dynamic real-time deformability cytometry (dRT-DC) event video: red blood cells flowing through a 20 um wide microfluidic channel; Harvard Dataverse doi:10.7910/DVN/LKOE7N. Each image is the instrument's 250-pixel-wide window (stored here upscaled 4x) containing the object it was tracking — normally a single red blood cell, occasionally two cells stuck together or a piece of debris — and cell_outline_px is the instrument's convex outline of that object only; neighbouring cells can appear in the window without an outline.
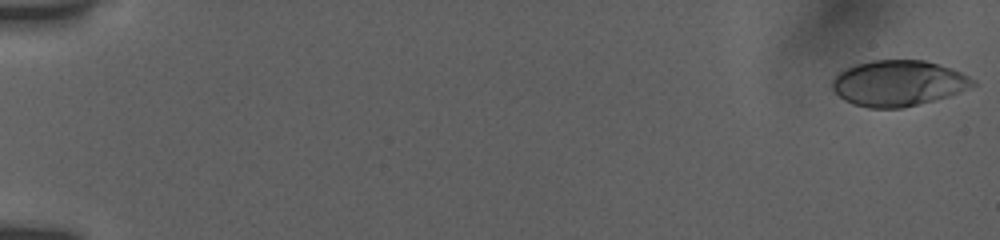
{"species": "human", "species_latin": "Homo sapiens", "temperature_condition": "room temperature", "stored_images_in_passage": 7, "camera_frame_rate_fps": 3000, "um_per_image_px": 0.085, "donor": {"sex": "female"}, "frame": {"image": 1, "passage_image": 1, "time_ms": 0.0, "image_size_px": [1000, 240], "cell_outline_px": [[976, 84], [960, 92], [948, 96], [900, 108], [868, 108], [852, 104], [844, 100], [832, 88], [832, 80], [844, 68], [856, 64], [872, 60], [924, 60], [952, 68], [976, 80]], "centroid_in_image_um": [76.34, 7.06], "position_along_channel_um": 8.7, "area_um2": 37.34}}
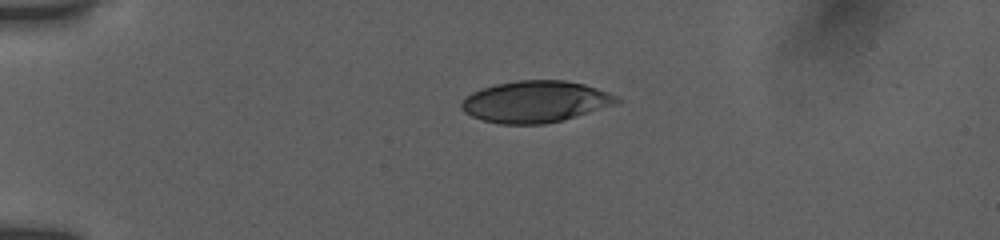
{"frame": {"image": 2, "passage_image": 6, "time_ms": 4.333, "image_size_px": [1000, 240], "cell_outline_px": [[624, 100], [620, 104], [560, 120], [544, 124], [500, 124], [480, 120], [464, 112], [460, 108], [460, 104], [472, 92], [496, 84], [516, 80], [564, 80], [584, 84], [608, 92]], "centroid_in_image_um": [45.54, 8.64], "position_along_channel_um": 39.5, "area_um2": 37.69}}